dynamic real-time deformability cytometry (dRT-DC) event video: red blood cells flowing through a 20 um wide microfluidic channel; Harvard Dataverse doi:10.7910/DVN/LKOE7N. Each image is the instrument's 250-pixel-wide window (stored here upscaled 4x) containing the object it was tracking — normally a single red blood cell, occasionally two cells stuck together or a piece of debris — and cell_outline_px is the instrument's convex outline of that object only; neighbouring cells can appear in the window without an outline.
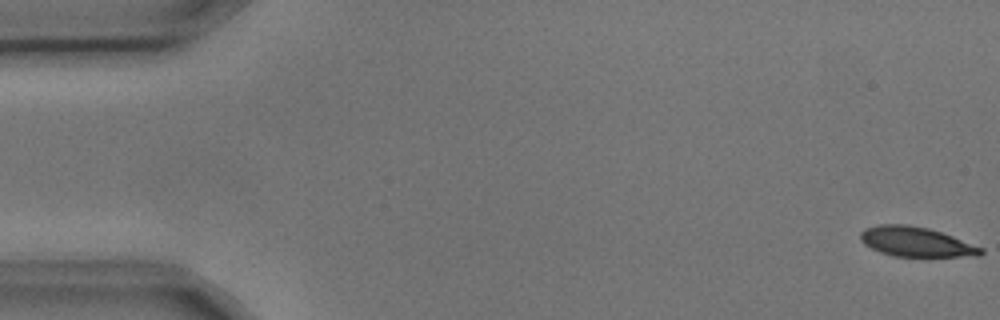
{"species": "common noctule bat (a hibernating species)", "species_latin": "Nyctalus noctula", "temperature_condition": "cold", "stored_images_in_passage": 4, "camera_frame_rate_fps": 3000, "um_per_image_px": 0.085, "animal": {"sex": "male", "body_mass_g": 17.9, "forearm_length_mm": 54.2}, "frame": {"image": 1, "passage_image": 1, "time_ms": 0.0, "image_size_px": [1000, 320], "cell_outline_px": [[984, 252], [980, 256], [892, 256], [880, 252], [864, 244], [860, 240], [860, 232], [864, 228], [880, 224], [908, 224], [928, 228], [952, 236], [984, 248]], "centroid_in_image_um": [77.84, 20.55], "position_along_channel_um": 7.2, "area_um2": 20.87}}
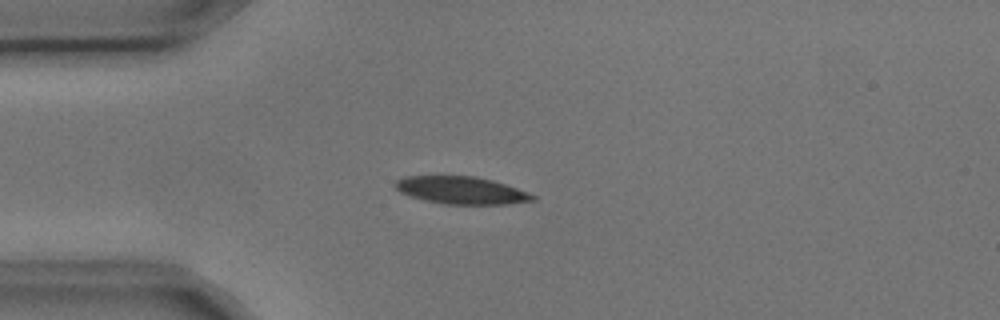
{"frame": {"image": 2, "passage_image": 4, "time_ms": 1.0, "image_size_px": [1000, 320], "cell_outline_px": [[536, 200], [508, 204], [444, 204], [424, 200], [400, 192], [392, 184], [396, 180], [404, 176], [476, 176], [492, 180], [528, 192], [536, 196]], "centroid_in_image_um": [39.2, 16.17], "position_along_channel_um": 45.8, "area_um2": 21.96}}